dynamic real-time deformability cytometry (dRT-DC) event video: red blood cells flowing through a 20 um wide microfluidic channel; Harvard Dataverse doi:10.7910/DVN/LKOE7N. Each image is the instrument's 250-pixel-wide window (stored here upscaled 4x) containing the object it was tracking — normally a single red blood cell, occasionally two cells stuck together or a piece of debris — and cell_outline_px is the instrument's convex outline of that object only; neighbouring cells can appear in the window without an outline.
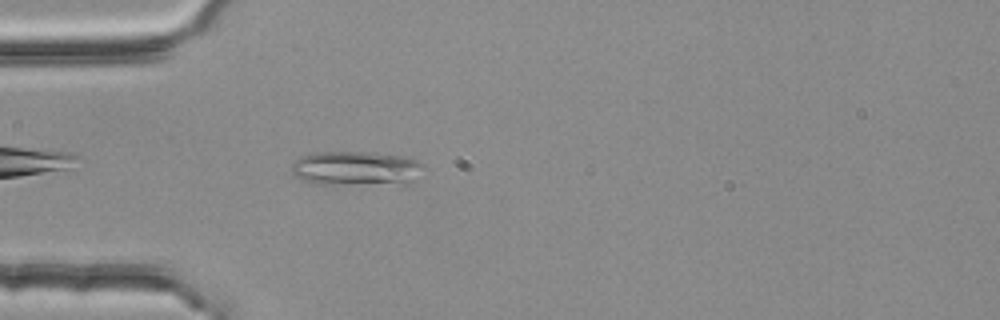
{"species": "common noctule bat (a hibernating species)", "species_latin": "Nyctalus noctula", "temperature_condition": "room temperature", "stored_images_in_passage": 3, "camera_frame_rate_fps": 3000, "um_per_image_px": 0.085, "animal": {"sex": "female", "body_mass_g": 25.1}, "frame": {"image": 1, "passage_image": 3, "time_ms": 0.667, "image_size_px": [1000, 320], "cell_outline_px": [[424, 164], [416, 180], [408, 184], [320, 184], [296, 176], [292, 172], [292, 164], [300, 156], [312, 152], [368, 152], [404, 156], [416, 160]], "centroid_in_image_um": [30.31, 14.31], "position_along_channel_um": 54.7, "area_um2": 26.47}}